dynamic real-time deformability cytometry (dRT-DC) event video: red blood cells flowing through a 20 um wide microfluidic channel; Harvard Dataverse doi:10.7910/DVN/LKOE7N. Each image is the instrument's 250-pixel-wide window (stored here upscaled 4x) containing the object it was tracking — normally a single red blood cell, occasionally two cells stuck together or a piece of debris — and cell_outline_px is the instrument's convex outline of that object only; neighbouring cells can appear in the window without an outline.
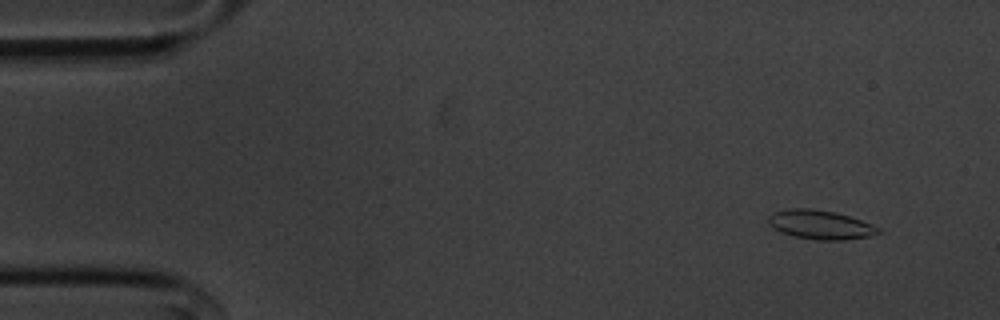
{"species": "common noctule bat (a hibernating species)", "species_latin": "Nyctalus noctula", "temperature_condition": "cold", "stored_images_in_passage": 55, "camera_frame_rate_fps": 3000, "um_per_image_px": 0.085, "animal": {"sex": "male", "body_mass_g": 20.1, "forearm_length_mm": 53.5}, "frame": {"image": 1, "passage_image": 5, "time_ms": 1.333, "image_size_px": [1000, 320], "cell_outline_px": [[880, 232], [868, 236], [844, 240], [816, 240], [792, 236], [780, 232], [768, 224], [768, 216], [776, 212], [792, 208], [808, 208], [832, 212], [848, 216], [872, 224], [880, 228]], "centroid_in_image_um": [69.7, 19.11], "position_along_channel_um": 15.3, "area_um2": 18.38}}
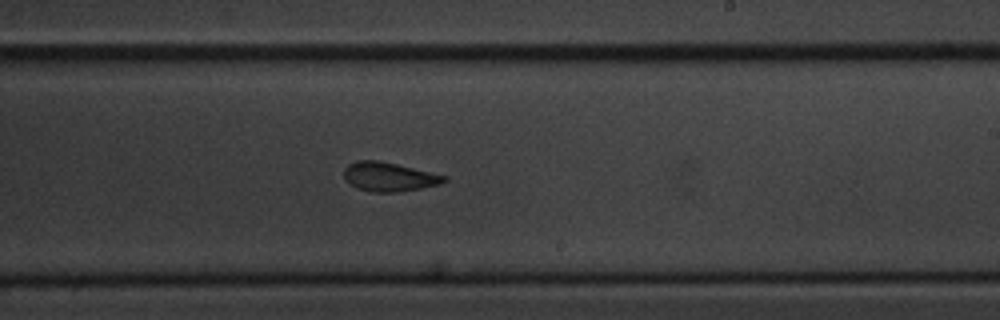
{"frame": {"image": 2, "passage_image": 33, "time_ms": 10.667, "image_size_px": [1000, 320], "cell_outline_px": [[448, 180], [440, 184], [420, 188], [396, 192], [372, 192], [356, 188], [348, 184], [344, 180], [344, 168], [348, 164], [356, 160], [380, 160], [448, 176]], "centroid_in_image_um": [33.03, 15.02], "position_along_channel_um": 256.0, "area_um2": 17.17}}
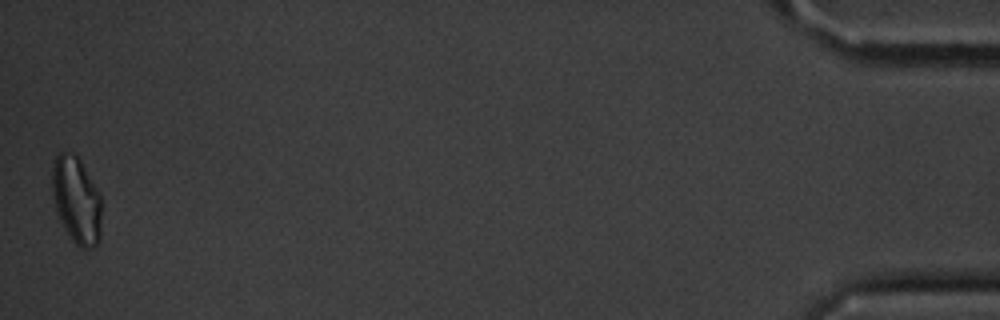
{"frame": {"image": 3, "passage_image": 55, "time_ms": 18.0, "image_size_px": [1000, 320], "cell_outline_px": [[100, 240], [96, 248], [80, 248], [72, 240], [60, 220], [52, 196], [52, 164], [56, 156], [60, 152], [64, 152], [76, 156], [80, 160], [100, 192]], "centroid_in_image_um": [6.5, 17.03], "position_along_channel_um": 428.7, "area_um2": 24.97}, "authors_computed_cell_mechanics": {"area_um2": 17.9758, "velocity_mm_per_s": 3.6222, "shape_relaxation_time_tau1_ms": 8.9738, "shape_relaxation_time_tau2_ms": 2.0425, "deformation_change_tau1": 0.1417, "deformation_change_tau2": 0.087}}